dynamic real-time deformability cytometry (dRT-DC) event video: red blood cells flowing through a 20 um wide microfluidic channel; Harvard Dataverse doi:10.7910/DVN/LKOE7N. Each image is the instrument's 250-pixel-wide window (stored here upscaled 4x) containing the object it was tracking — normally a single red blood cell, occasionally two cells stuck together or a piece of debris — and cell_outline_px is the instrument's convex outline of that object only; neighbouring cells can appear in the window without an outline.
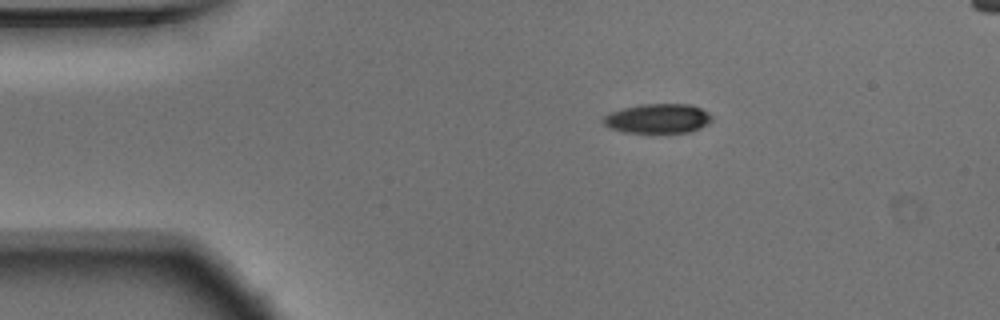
{"species": "Egyptian fruit bat (a non-hibernating species)", "species_latin": "Rousettus aegyptiacus", "temperature_condition": "warm", "stored_images_in_passage": 46, "segment_of_instrument_passage": [1, 2], "camera_frame_rate_fps": 3000, "um_per_image_px": 0.085, "animal": {"sex": "male"}, "frame": {"image": 1, "passage_image": 1, "time_ms": 0.0, "image_size_px": [1000, 320], "cell_outline_px": [[712, 120], [700, 128], [688, 132], [624, 132], [608, 128], [604, 124], [604, 116], [608, 112], [640, 104], [688, 104], [700, 108], [708, 112], [712, 116]], "centroid_in_image_um": [55.9, 10.07], "position_along_channel_um": 29.1, "area_um2": 18.55}}
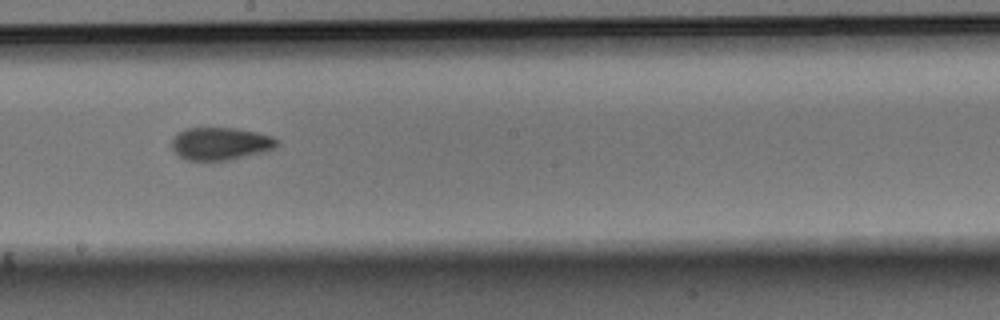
{"frame": {"image": 2, "passage_image": 21, "time_ms": 6.667, "image_size_px": [1000, 320], "cell_outline_px": [[280, 140], [272, 148], [264, 152], [228, 160], [188, 160], [180, 156], [172, 148], [172, 140], [184, 128], [236, 128], [256, 132], [272, 136]], "centroid_in_image_um": [18.75, 12.2], "position_along_channel_um": 229.4, "area_um2": 19.77}}
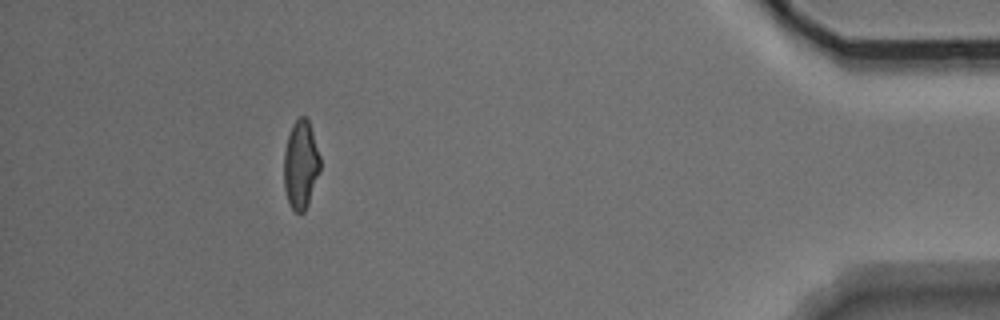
{"frame": {"image": 3, "passage_image": 40, "time_ms": 13.0, "image_size_px": [1000, 320], "cell_outline_px": [[320, 172], [308, 204], [304, 212], [296, 212], [292, 208], [288, 200], [284, 188], [284, 152], [288, 136], [292, 124], [300, 116], [304, 116], [308, 120], [320, 156]], "centroid_in_image_um": [25.56, 14.0], "position_along_channel_um": 409.6, "area_um2": 18.55}}